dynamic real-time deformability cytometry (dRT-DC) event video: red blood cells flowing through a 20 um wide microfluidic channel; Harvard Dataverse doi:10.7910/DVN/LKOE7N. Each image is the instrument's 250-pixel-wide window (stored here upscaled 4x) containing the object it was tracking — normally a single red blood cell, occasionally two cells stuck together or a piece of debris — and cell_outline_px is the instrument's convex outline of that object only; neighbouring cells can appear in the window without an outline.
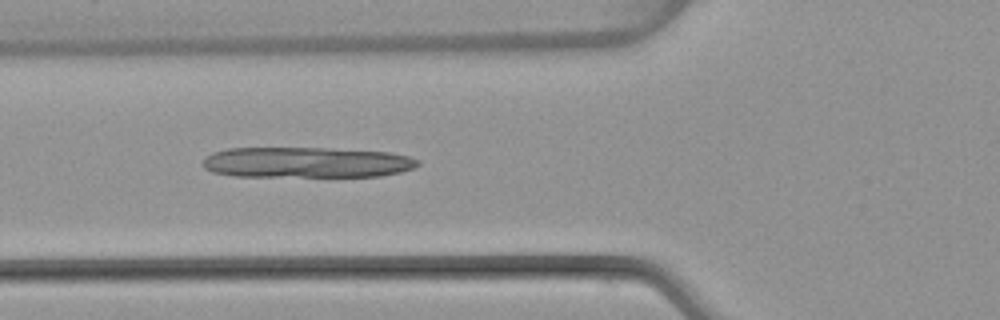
{"species": "common noctule bat (a hibernating species)", "species_latin": "Nyctalus noctula", "temperature_condition": "warm", "stored_images_in_passage": 29, "camera_frame_rate_fps": 3000, "um_per_image_px": 0.085, "animal": {"sex": "female", "body_mass_g": 22.7, "forearm_length_mm": 54.2}, "frame": {"image": 1, "passage_image": 4, "time_ms": 1.0, "image_size_px": [1000, 320], "cell_outline_px": [[420, 164], [412, 168], [400, 172], [380, 176], [236, 176], [212, 172], [204, 168], [204, 160], [212, 152], [228, 148], [324, 148], [392, 152], [408, 156], [420, 160]], "centroid_in_image_um": [26.07, 13.8], "position_along_channel_um": 99.7, "area_um2": 38.38}}
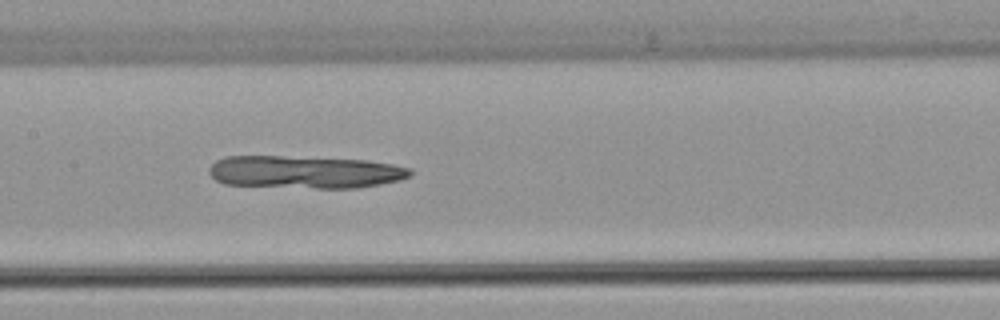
{"frame": {"image": 2, "passage_image": 10, "time_ms": 3.0, "image_size_px": [1000, 320], "cell_outline_px": [[412, 176], [400, 180], [380, 184], [356, 188], [316, 188], [224, 184], [216, 180], [208, 172], [208, 168], [216, 160], [228, 156], [280, 156], [368, 160], [392, 164], [412, 168]], "centroid_in_image_um": [25.94, 14.62], "position_along_channel_um": 181.5, "area_um2": 38.32}}